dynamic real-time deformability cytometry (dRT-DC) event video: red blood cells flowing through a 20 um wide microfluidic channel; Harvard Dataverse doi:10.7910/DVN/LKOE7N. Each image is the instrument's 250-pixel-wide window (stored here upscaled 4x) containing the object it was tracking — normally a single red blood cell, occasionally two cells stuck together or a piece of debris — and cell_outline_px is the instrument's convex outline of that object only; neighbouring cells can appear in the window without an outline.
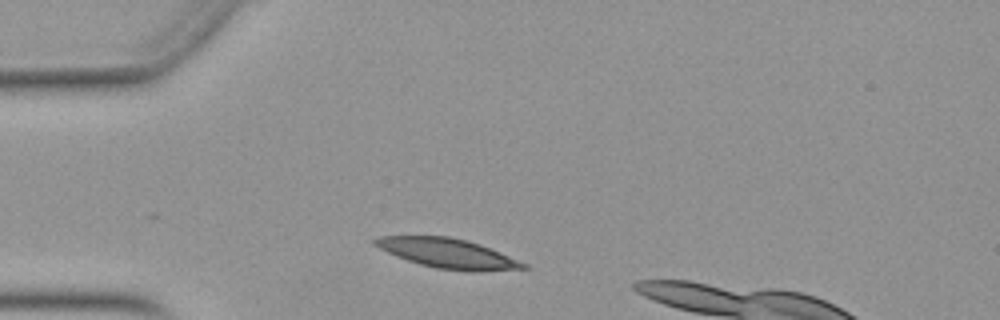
{"species": "Egyptian fruit bat (a non-hibernating species)", "species_latin": "Rousettus aegyptiacus", "temperature_condition": "warm", "stored_images_in_passage": 16, "camera_frame_rate_fps": 3000, "um_per_image_px": 0.085, "animal": {"sex": "female"}, "frame": {"image": 1, "passage_image": 5, "time_ms": 1.333, "image_size_px": [1000, 320], "cell_outline_px": [[532, 268], [480, 272], [468, 272], [436, 268], [420, 264], [396, 256], [372, 244], [372, 240], [380, 236], [448, 236], [468, 240], [480, 244], [500, 252], [528, 264]], "centroid_in_image_um": [38.12, 21.55], "position_along_channel_um": 46.9, "area_um2": 25.84}}
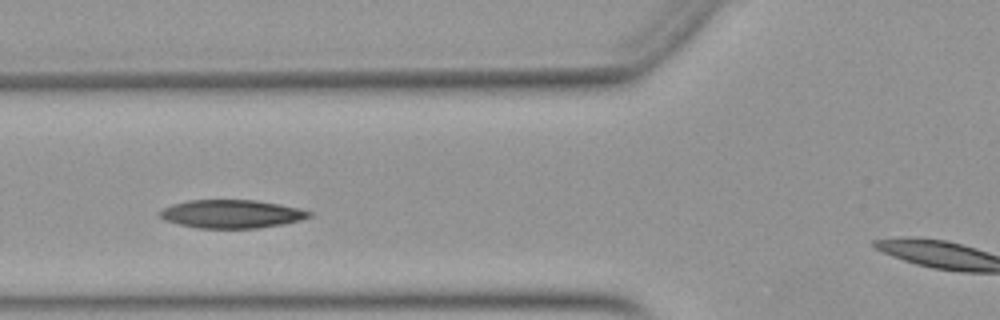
{"frame": {"image": 2, "passage_image": 11, "time_ms": 3.333, "image_size_px": [1000, 320], "cell_outline_px": [[312, 216], [300, 220], [280, 224], [256, 228], [196, 228], [180, 224], [168, 220], [160, 216], [156, 212], [172, 204], [188, 200], [256, 200], [300, 208], [312, 212]], "centroid_in_image_um": [19.68, 18.18], "position_along_channel_um": 106.1, "area_um2": 24.45}}